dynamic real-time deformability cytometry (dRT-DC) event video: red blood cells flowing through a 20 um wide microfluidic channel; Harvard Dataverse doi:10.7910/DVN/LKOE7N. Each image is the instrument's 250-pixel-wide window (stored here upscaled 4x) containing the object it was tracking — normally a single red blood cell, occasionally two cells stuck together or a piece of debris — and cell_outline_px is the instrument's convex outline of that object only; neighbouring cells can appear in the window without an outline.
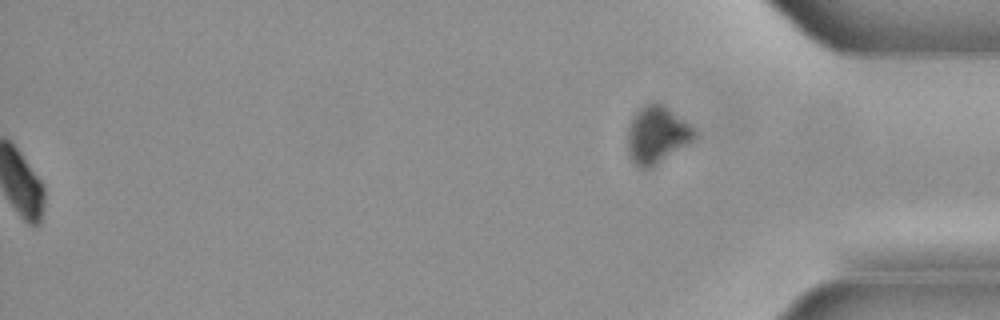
{"species": "common noctule bat (a hibernating species)", "species_latin": "Nyctalus noctula", "temperature_condition": "cold", "stored_images_in_passage": 38, "segment_of_instrument_passage": [2, 2], "camera_frame_rate_fps": 3000, "um_per_image_px": 0.085, "animal": {"sex": "male", "body_mass_g": 21.5, "forearm_length_mm": 52.0}, "frame": {"image": 1, "passage_image": 38, "time_ms": 12.333, "image_size_px": [1000, 320], "cell_outline_px": [[696, 140], [652, 168], [640, 168], [628, 156], [628, 128], [632, 116], [648, 100], [652, 100], [660, 104], [688, 124], [696, 132]], "centroid_in_image_um": [55.82, 11.48], "position_along_channel_um": 379.4, "area_um2": 22.31}}